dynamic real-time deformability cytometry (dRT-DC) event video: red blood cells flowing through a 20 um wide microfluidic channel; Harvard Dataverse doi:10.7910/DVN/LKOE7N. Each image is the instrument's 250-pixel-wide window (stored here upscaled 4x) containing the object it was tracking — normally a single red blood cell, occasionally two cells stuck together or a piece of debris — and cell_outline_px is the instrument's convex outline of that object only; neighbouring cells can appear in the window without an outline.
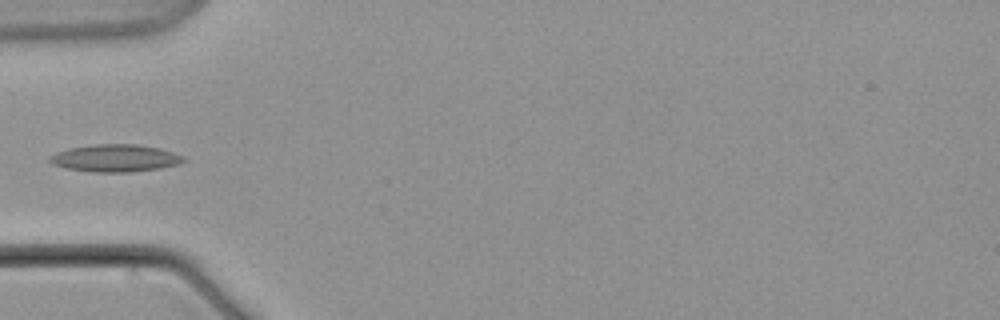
{"species": "common noctule bat (a hibernating species)", "species_latin": "Nyctalus noctula", "temperature_condition": "warm", "stored_images_in_passage": 7, "camera_frame_rate_fps": 3000, "um_per_image_px": 0.085, "animal": {"sex": "male", "body_mass_g": 21.5, "forearm_length_mm": 52.0}, "frame": {"image": 1, "passage_image": 6, "time_ms": 6.667, "image_size_px": [1000, 320], "cell_outline_px": [[188, 160], [180, 164], [160, 168], [132, 172], [92, 172], [68, 168], [52, 164], [48, 160], [48, 156], [72, 148], [100, 144], [136, 144], [160, 148], [184, 156]], "centroid_in_image_um": [9.86, 13.45], "position_along_channel_um": 75.1, "area_um2": 21.21}}